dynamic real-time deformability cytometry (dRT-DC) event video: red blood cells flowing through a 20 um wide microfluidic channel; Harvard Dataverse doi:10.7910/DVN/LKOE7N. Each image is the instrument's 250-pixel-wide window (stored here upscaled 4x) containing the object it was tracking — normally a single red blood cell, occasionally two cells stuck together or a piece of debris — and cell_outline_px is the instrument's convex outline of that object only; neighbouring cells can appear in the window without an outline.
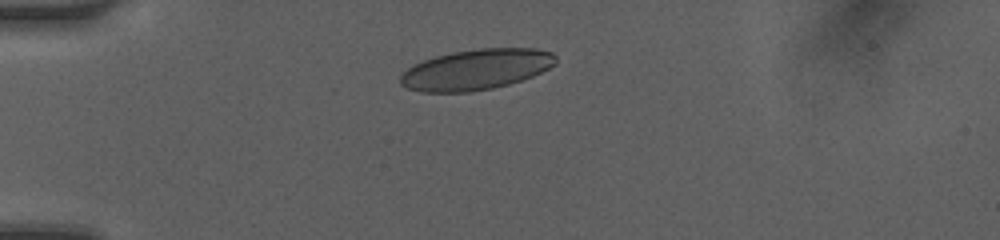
{"species": "human", "species_latin": "Homo sapiens", "temperature_condition": "room temperature", "stored_images_in_passage": 5, "camera_frame_rate_fps": 3000, "um_per_image_px": 0.085, "donor": {"sex": "female"}, "frame": {"image": 1, "passage_image": 1, "time_ms": 0.0, "image_size_px": [1000, 240], "cell_outline_px": [[556, 64], [532, 76], [508, 84], [492, 88], [468, 92], [420, 92], [408, 88], [400, 84], [400, 76], [412, 64], [436, 56], [452, 52], [480, 48], [536, 48], [552, 52], [556, 56]], "centroid_in_image_um": [40.46, 5.9], "position_along_channel_um": 44.5, "area_um2": 36.65}}
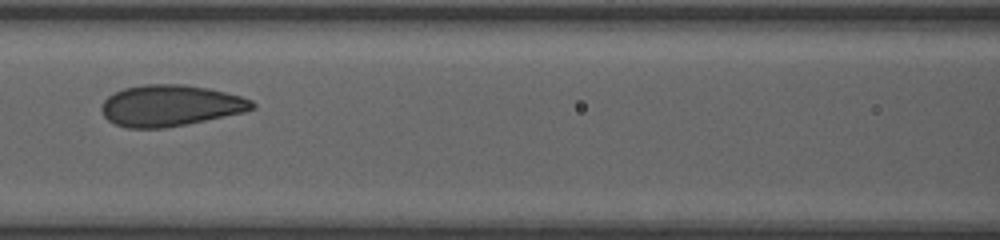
{"frame": {"image": 2, "passage_image": 4, "time_ms": 1.0, "image_size_px": [1000, 240], "cell_outline_px": [[256, 108], [244, 112], [164, 128], [128, 128], [116, 124], [108, 120], [104, 116], [100, 108], [104, 100], [108, 96], [124, 88], [144, 84], [184, 84], [208, 88], [240, 96], [252, 100], [256, 104]], "centroid_in_image_um": [14.47, 8.97], "position_along_channel_um": 152.1, "area_um2": 36.01}}
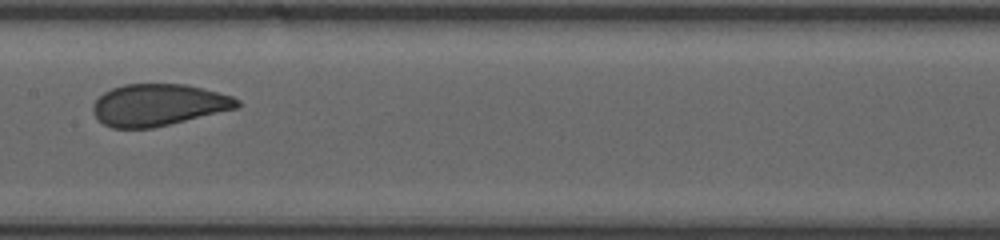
{"frame": {"image": 3, "passage_image": 5, "time_ms": 1.333, "image_size_px": [1000, 240], "cell_outline_px": [[240, 104], [236, 108], [152, 128], [112, 128], [104, 124], [92, 112], [92, 104], [104, 92], [112, 88], [124, 84], [188, 84], [232, 96], [240, 100]], "centroid_in_image_um": [13.44, 8.91], "position_along_channel_um": 194.0, "area_um2": 34.91}}